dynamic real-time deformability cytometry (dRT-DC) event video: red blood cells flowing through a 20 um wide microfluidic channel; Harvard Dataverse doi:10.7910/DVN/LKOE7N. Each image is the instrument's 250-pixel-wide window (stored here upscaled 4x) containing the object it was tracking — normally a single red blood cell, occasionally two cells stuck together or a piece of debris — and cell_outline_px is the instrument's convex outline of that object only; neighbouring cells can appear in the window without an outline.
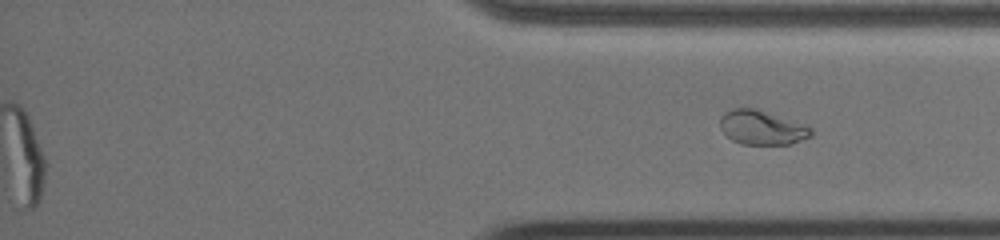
{"species": "common noctule bat (a hibernating species)", "species_latin": "Nyctalus noctula", "temperature_condition": "warm", "stored_images_in_passage": 45, "segment_of_instrument_passage": [2, 2], "camera_frame_rate_fps": 3000, "um_per_image_px": 0.085, "animal": {"sex": "female", "body_mass_g": 19.0, "forearm_length_mm": 51.5}, "frame": {"image": 1, "passage_image": 45, "time_ms": 17.333, "image_size_px": [1000, 240], "cell_outline_px": [[812, 136], [788, 144], [744, 144], [732, 140], [720, 128], [720, 120], [732, 108], [756, 108], [804, 124], [812, 128]], "centroid_in_image_um": [64.78, 10.84], "position_along_channel_um": 370.4, "area_um2": 17.86}}